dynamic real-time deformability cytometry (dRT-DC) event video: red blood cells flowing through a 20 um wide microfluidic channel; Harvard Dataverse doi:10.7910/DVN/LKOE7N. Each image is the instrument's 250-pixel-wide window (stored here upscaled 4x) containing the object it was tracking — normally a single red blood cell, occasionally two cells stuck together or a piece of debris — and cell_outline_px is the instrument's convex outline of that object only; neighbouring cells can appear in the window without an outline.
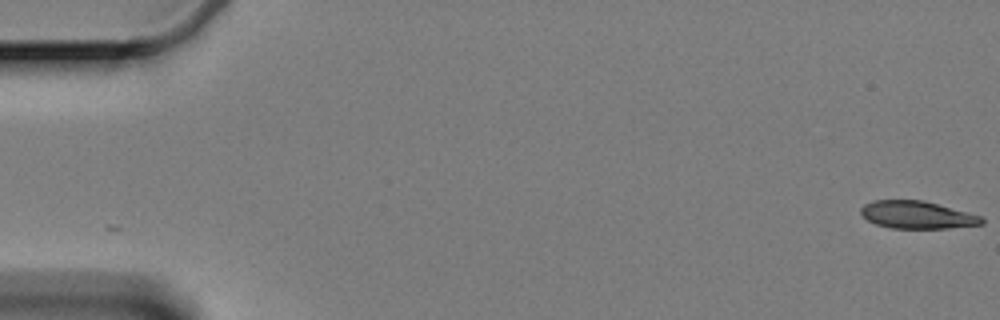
{"species": "Egyptian fruit bat (a non-hibernating species)", "species_latin": "Rousettus aegyptiacus", "temperature_condition": "cold", "stored_images_in_passage": 60, "camera_frame_rate_fps": 3000, "um_per_image_px": 0.085, "animal": {"sex": "female"}, "frame": {"image": 1, "passage_image": 1, "time_ms": 0.0, "image_size_px": [1000, 320], "cell_outline_px": [[984, 224], [948, 228], [892, 228], [876, 224], [868, 220], [860, 212], [860, 208], [864, 204], [872, 200], [924, 200], [980, 216], [984, 220]], "centroid_in_image_um": [77.93, 18.26], "position_along_channel_um": 7.1, "area_um2": 19.25}}
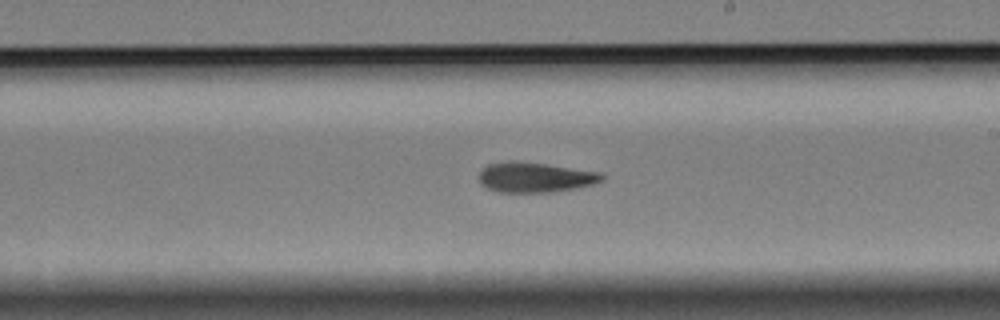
{"frame": {"image": 2, "passage_image": 35, "time_ms": 11.333, "image_size_px": [1000, 320], "cell_outline_px": [[604, 180], [592, 184], [576, 188], [548, 192], [500, 192], [488, 188], [480, 184], [480, 172], [488, 164], [508, 160], [516, 160], [600, 172], [604, 176]], "centroid_in_image_um": [45.46, 15.06], "position_along_channel_um": 243.5, "area_um2": 21.39}}
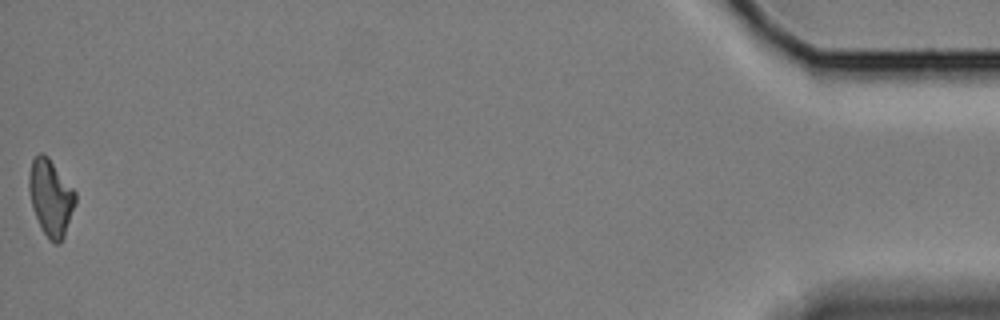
{"frame": {"image": 3, "passage_image": 60, "time_ms": 19.667, "image_size_px": [1000, 320], "cell_outline_px": [[76, 204], [64, 236], [60, 244], [56, 244], [44, 232], [32, 208], [28, 188], [28, 176], [32, 160], [40, 152], [44, 152], [48, 156], [76, 192]], "centroid_in_image_um": [4.31, 16.76], "position_along_channel_um": 430.9, "area_um2": 20.58}, "authors_computed_cell_mechanics": {"area_um2": 21.386, "velocity_mm_per_s": 3.3587, "shape_relaxation_time_tau1_ms": 7.5325, "shape_relaxation_time_tau2_ms": null, "deformation_change_tau1": 0.1798, "deformation_change_tau2": null}}